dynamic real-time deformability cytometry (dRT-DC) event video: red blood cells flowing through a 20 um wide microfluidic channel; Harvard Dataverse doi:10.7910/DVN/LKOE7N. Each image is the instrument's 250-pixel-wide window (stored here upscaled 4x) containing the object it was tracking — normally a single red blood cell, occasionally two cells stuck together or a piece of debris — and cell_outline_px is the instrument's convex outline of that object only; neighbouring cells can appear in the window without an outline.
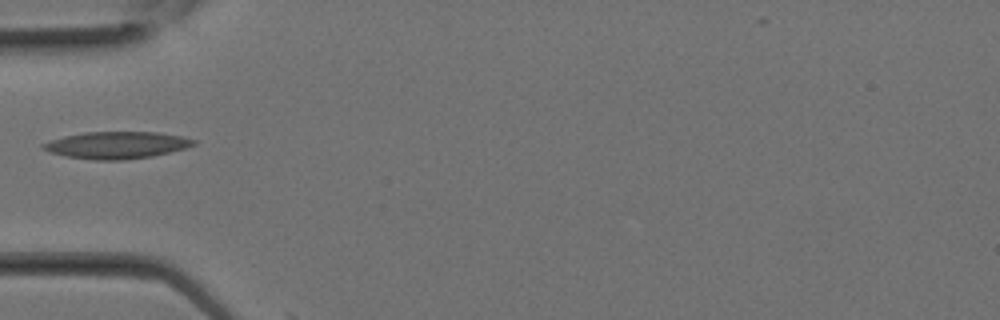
{"species": "Egyptian fruit bat (a non-hibernating species)", "species_latin": "Rousettus aegyptiacus", "temperature_condition": "room temperature", "stored_images_in_passage": 2, "camera_frame_rate_fps": 3000, "um_per_image_px": 0.085, "animal": {"sex": "female"}, "frame": {"image": 1, "passage_image": 1, "time_ms": 0.0, "image_size_px": [1000, 320], "cell_outline_px": [[196, 144], [184, 148], [152, 156], [120, 160], [96, 160], [64, 156], [40, 148], [40, 144], [64, 136], [84, 132], [156, 132], [180, 136], [196, 140]], "centroid_in_image_um": [9.88, 12.33], "position_along_channel_um": 75.1, "area_um2": 23.47}}